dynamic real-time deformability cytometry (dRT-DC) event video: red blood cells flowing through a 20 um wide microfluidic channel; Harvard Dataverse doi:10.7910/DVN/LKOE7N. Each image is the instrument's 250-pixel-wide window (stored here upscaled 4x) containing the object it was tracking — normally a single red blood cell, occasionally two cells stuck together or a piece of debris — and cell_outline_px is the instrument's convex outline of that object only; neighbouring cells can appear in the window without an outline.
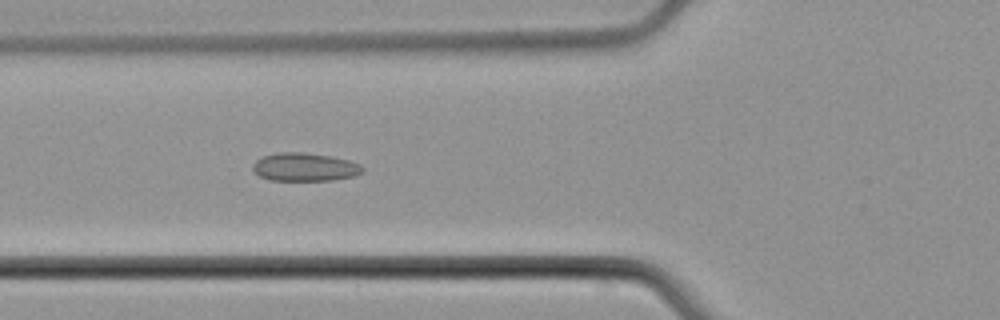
{"species": "common noctule bat (a hibernating species)", "species_latin": "Nyctalus noctula", "temperature_condition": "cold", "stored_images_in_passage": 4, "camera_frame_rate_fps": 3000, "um_per_image_px": 0.085, "animal": {"sex": "male", "body_mass_g": 21.5, "forearm_length_mm": 52.0}, "frame": {"image": 1, "passage_image": 4, "time_ms": 4.333, "image_size_px": [1000, 320], "cell_outline_px": [[364, 172], [352, 176], [332, 180], [272, 180], [260, 176], [252, 168], [252, 164], [256, 160], [264, 156], [280, 152], [304, 152], [328, 156], [348, 160], [360, 164], [364, 168]], "centroid_in_image_um": [25.91, 14.19], "position_along_channel_um": 99.9, "area_um2": 17.86}}